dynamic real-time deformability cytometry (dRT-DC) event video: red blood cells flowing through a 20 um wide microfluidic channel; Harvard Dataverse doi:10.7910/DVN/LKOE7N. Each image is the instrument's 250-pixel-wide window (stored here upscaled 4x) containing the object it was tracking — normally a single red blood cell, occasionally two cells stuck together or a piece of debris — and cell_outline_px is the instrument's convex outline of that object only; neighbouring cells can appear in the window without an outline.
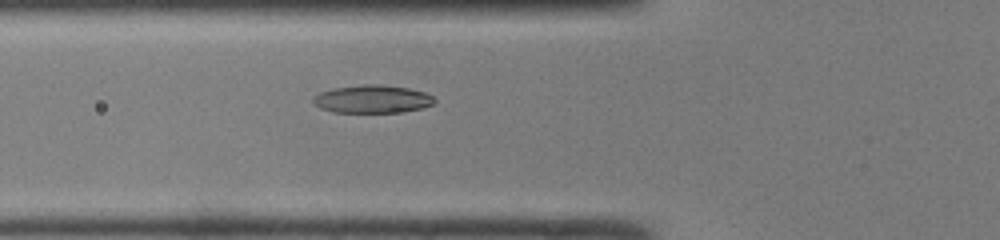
{"species": "common noctule bat (a hibernating species)", "species_latin": "Nyctalus noctula", "temperature_condition": "room temperature", "stored_images_in_passage": 43, "camera_frame_rate_fps": 3000, "um_per_image_px": 0.085, "animal": {"sex": "male", "body_mass_g": 19.0, "forearm_length_mm": 50.8}, "frame": {"image": 1, "passage_image": 13, "time_ms": 4.0, "image_size_px": [1000, 240], "cell_outline_px": [[436, 100], [432, 104], [420, 108], [404, 112], [332, 112], [320, 108], [312, 104], [312, 96], [320, 92], [332, 88], [364, 84], [380, 84], [408, 88], [424, 92], [432, 96]], "centroid_in_image_um": [31.59, 8.42], "position_along_channel_um": 94.2, "area_um2": 19.88}}
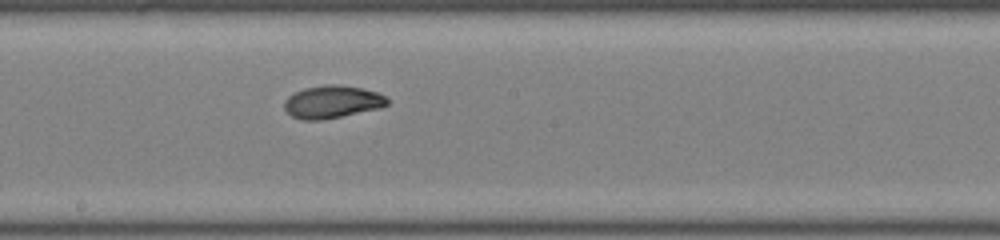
{"frame": {"image": 2, "passage_image": 22, "time_ms": 7.0, "image_size_px": [1000, 240], "cell_outline_px": [[388, 104], [380, 108], [320, 120], [300, 120], [292, 116], [284, 108], [284, 100], [292, 92], [304, 88], [324, 84], [336, 84], [360, 88], [376, 92], [388, 96]], "centroid_in_image_um": [28.21, 8.65], "position_along_channel_um": 220.0, "area_um2": 19.65}}
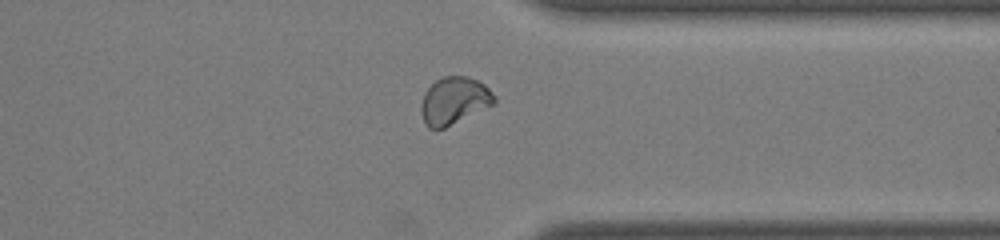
{"frame": {"image": 3, "passage_image": 33, "time_ms": 10.667, "image_size_px": [1000, 240], "cell_outline_px": [[496, 104], [444, 128], [428, 128], [424, 124], [420, 112], [420, 104], [424, 92], [436, 80], [444, 76], [468, 76], [484, 84], [496, 96]], "centroid_in_image_um": [38.6, 8.56], "position_along_channel_um": 372.8, "area_um2": 20.4}, "authors_computed_cell_mechanics": {"area_um2": 19.5942, "velocity_mm_per_s": 4.2058, "shape_relaxation_time_tau1_ms": 4.2768, "shape_relaxation_time_tau2_ms": 1.3807, "deformation_change_tau1": 0.152, "deformation_change_tau2": 0.0433}}